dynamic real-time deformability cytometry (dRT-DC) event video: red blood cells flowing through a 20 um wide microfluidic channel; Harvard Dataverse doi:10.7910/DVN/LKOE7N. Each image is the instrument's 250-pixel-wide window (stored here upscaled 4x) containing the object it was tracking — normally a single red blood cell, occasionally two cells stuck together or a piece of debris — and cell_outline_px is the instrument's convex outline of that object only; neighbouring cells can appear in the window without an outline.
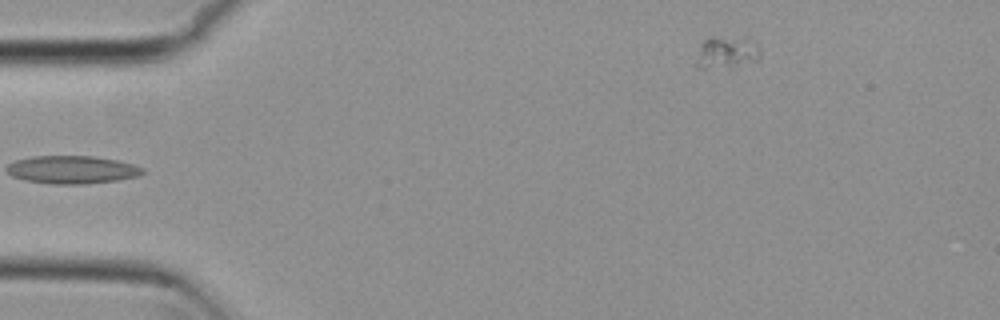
{"species": "common noctule bat (a hibernating species)", "species_latin": "Nyctalus noctula", "temperature_condition": "cold", "stored_images_in_passage": 5, "camera_frame_rate_fps": 3000, "um_per_image_px": 0.085, "animal": {"sex": "female", "body_mass_g": 29.2, "forearm_length_mm": 56.3}, "frame": {"image": 1, "passage_image": 5, "time_ms": 1.333, "image_size_px": [1000, 320], "cell_outline_px": [[760, 56], [756, 60], [732, 68], [696, 68], [696, 60], [700, 44], [704, 40], [744, 40], [756, 44]], "centroid_in_image_um": [61.7, 4.57], "position_along_channel_um": 23.3, "area_um2": 11.1}}